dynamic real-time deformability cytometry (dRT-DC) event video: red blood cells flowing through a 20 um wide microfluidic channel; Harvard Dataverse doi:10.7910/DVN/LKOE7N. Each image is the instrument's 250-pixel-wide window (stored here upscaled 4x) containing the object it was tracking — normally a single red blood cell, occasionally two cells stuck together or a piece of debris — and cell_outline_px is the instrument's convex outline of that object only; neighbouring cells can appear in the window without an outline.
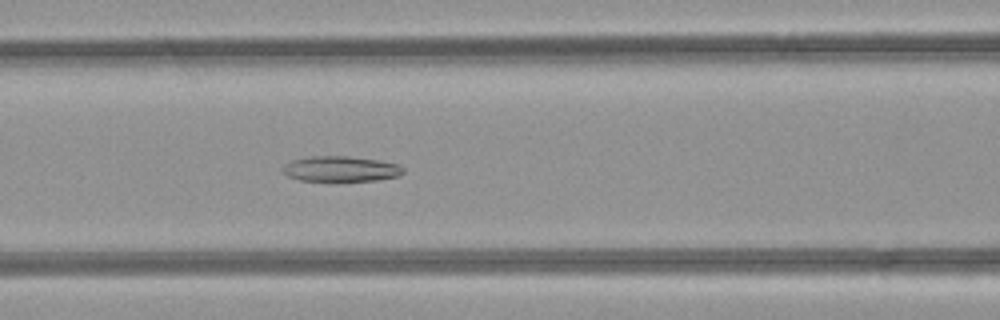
{"species": "common noctule bat (a hibernating species)", "species_latin": "Nyctalus noctula", "temperature_condition": "room temperature", "stored_images_in_passage": 38, "camera_frame_rate_fps": 3000, "um_per_image_px": 0.085, "animal": {"sex": "female", "body_mass_g": 21.9}, "frame": {"image": 1, "passage_image": 10, "time_ms": 3.0, "image_size_px": [1000, 320], "cell_outline_px": [[404, 172], [396, 176], [376, 180], [300, 180], [288, 176], [280, 168], [284, 164], [292, 160], [308, 156], [348, 156], [376, 160], [396, 164], [404, 168]], "centroid_in_image_um": [28.9, 14.34], "position_along_channel_um": 137.7, "area_um2": 17.51}}
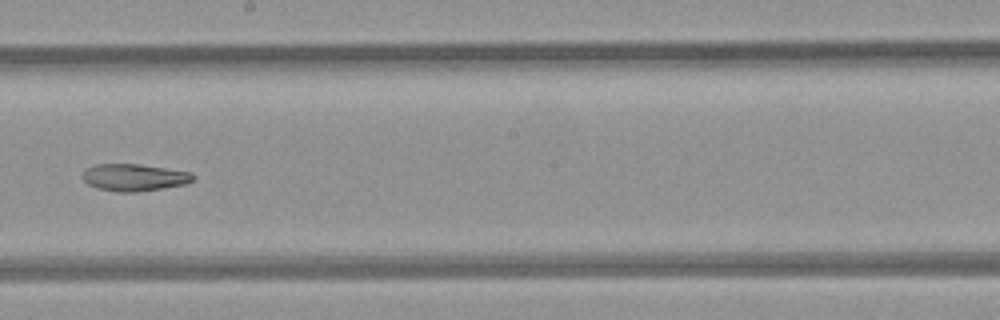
{"frame": {"image": 2, "passage_image": 17, "time_ms": 5.333, "image_size_px": [1000, 320], "cell_outline_px": [[196, 176], [192, 180], [184, 184], [136, 192], [116, 192], [96, 188], [88, 184], [80, 176], [88, 168], [96, 164], [140, 164], [192, 172]], "centroid_in_image_um": [11.39, 15.08], "position_along_channel_um": 236.8, "area_um2": 17.4}}
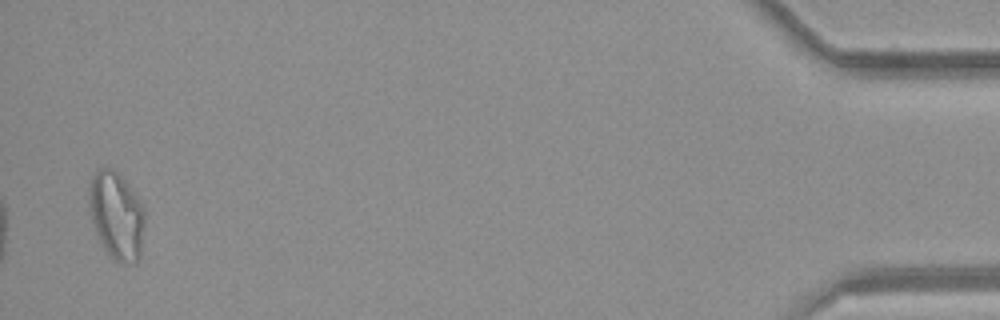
{"frame": {"image": 3, "passage_image": 37, "time_ms": 12.0, "image_size_px": [1000, 320], "cell_outline_px": [[144, 228], [140, 256], [136, 264], [120, 264], [112, 260], [104, 248], [96, 232], [92, 220], [88, 204], [88, 188], [92, 176], [100, 168], [112, 168], [124, 180], [136, 196], [144, 208]], "centroid_in_image_um": [9.9, 18.37], "position_along_channel_um": 425.3, "area_um2": 28.55}, "authors_computed_cell_mechanics": {"area_um2": 20.2589, "velocity_mm_per_s": 4.2539, "shape_relaxation_time_tau1_ms": null, "shape_relaxation_time_tau2_ms": 5.7052, "deformation_change_tau1": null, "deformation_change_tau2": 0.1282}}